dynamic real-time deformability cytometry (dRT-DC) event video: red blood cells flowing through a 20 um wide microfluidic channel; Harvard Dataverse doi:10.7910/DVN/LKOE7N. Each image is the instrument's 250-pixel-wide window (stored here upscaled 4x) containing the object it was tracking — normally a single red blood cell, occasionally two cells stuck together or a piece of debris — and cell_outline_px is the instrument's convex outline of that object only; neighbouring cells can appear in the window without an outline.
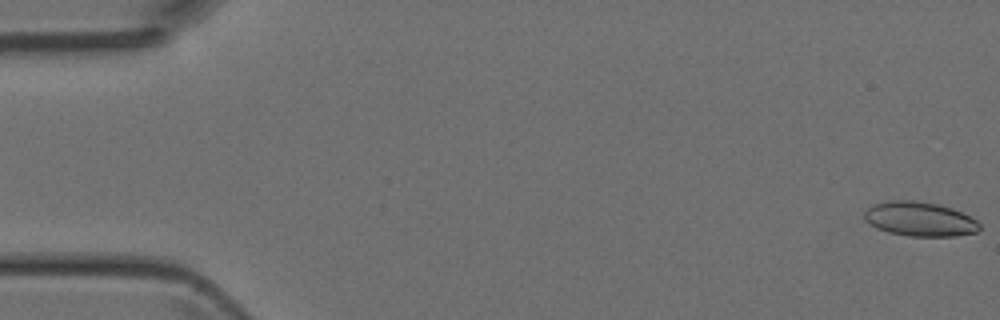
{"species": "Egyptian fruit bat (a non-hibernating species)", "species_latin": "Rousettus aegyptiacus", "temperature_condition": "room temperature", "stored_images_in_passage": 5, "camera_frame_rate_fps": 3000, "um_per_image_px": 0.085, "animal": {"sex": "female"}, "frame": {"image": 1, "passage_image": 1, "time_ms": 0.0, "image_size_px": [1000, 320], "cell_outline_px": [[980, 228], [976, 232], [956, 236], [908, 236], [888, 232], [876, 228], [868, 224], [864, 220], [864, 212], [872, 204], [888, 200], [916, 200], [936, 204], [952, 208], [976, 220], [980, 224]], "centroid_in_image_um": [78.13, 18.62], "position_along_channel_um": 6.9, "area_um2": 23.18}}